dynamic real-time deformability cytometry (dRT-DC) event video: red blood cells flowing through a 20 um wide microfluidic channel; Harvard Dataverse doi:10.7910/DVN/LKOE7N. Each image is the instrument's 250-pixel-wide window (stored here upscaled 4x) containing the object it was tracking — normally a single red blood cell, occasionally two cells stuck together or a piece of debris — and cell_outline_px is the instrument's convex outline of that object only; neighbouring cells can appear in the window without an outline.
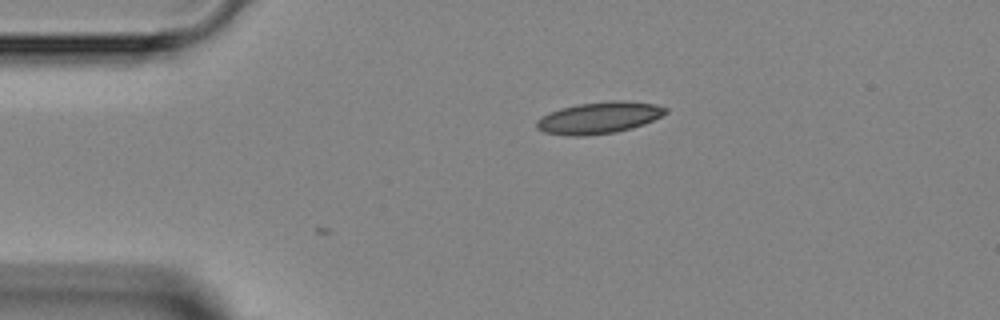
{"species": "Egyptian fruit bat (a non-hibernating species)", "species_latin": "Rousettus aegyptiacus", "temperature_condition": "room temperature", "stored_images_in_passage": 3, "segment_of_instrument_passage": [1, 2], "camera_frame_rate_fps": 3000, "um_per_image_px": 0.085, "animal": {"sex": "female"}, "frame": {"image": 1, "passage_image": 1, "time_ms": 0.0, "image_size_px": [1000, 320], "cell_outline_px": [[668, 112], [644, 124], [632, 128], [616, 132], [584, 136], [568, 136], [544, 132], [536, 128], [536, 120], [560, 108], [576, 104], [612, 100], [624, 100], [656, 104], [668, 108]], "centroid_in_image_um": [50.93, 10.0], "position_along_channel_um": 34.1, "area_um2": 23.87}}